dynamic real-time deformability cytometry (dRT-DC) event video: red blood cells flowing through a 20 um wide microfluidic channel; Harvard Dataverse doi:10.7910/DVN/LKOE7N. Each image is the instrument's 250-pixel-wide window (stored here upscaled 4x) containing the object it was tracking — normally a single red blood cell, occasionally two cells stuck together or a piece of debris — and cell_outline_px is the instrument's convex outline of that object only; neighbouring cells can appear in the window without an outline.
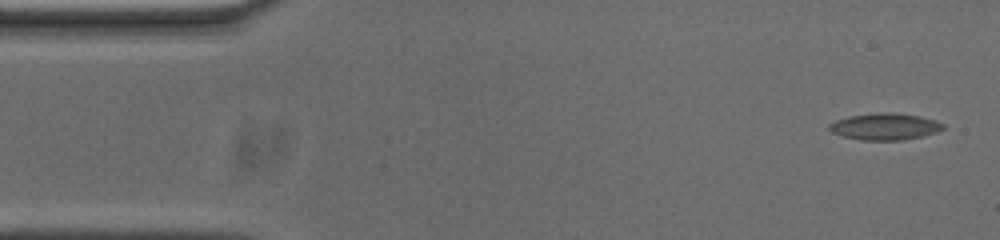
{"species": "common noctule bat (a hibernating species)", "species_latin": "Nyctalus noctula", "temperature_condition": "cold", "stored_images_in_passage": 14, "camera_frame_rate_fps": 3000, "um_per_image_px": 0.085, "animal": {"sex": "male", "body_mass_g": 20.0, "forearm_length_mm": 53.3}, "frame": {"image": 1, "passage_image": 1, "time_ms": 0.0, "image_size_px": [1000, 240], "cell_outline_px": [[944, 128], [936, 132], [920, 136], [900, 140], [864, 140], [844, 136], [832, 132], [828, 128], [828, 124], [836, 120], [852, 116], [916, 116], [932, 120], [944, 124]], "centroid_in_image_um": [75.18, 10.83], "position_along_channel_um": 9.8, "area_um2": 16.13}}
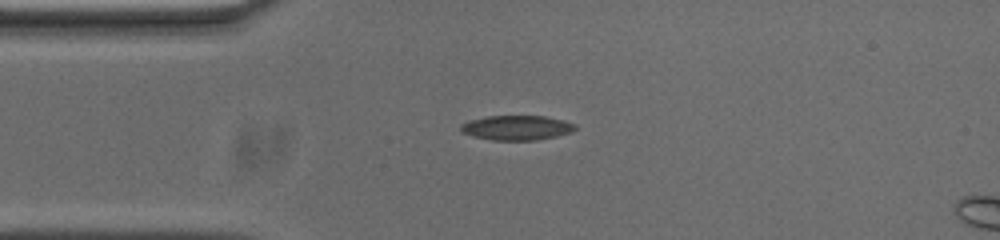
{"frame": {"image": 2, "passage_image": 11, "time_ms": 3.333, "image_size_px": [1000, 240], "cell_outline_px": [[576, 128], [568, 132], [556, 136], [536, 140], [492, 140], [476, 136], [464, 132], [460, 128], [460, 124], [472, 120], [488, 116], [540, 116], [560, 120], [572, 124]], "centroid_in_image_um": [43.88, 10.86], "position_along_channel_um": 41.1, "area_um2": 15.84}}